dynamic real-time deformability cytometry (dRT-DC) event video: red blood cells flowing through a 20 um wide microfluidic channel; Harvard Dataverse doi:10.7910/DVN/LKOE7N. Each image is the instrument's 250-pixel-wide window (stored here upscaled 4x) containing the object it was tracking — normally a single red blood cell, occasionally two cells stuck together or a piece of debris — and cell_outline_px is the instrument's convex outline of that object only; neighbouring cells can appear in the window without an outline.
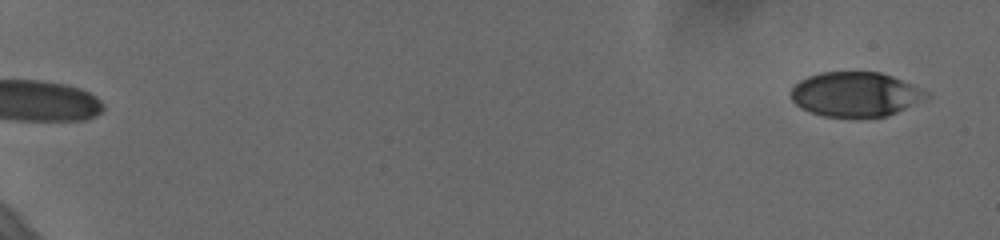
{"species": "human", "species_latin": "Homo sapiens", "temperature_condition": "cold", "stored_images_in_passage": 57, "camera_frame_rate_fps": 3000, "um_per_image_px": 0.085, "donor": {"sex": "female"}, "frame": {"image": 1, "passage_image": 1, "time_ms": 0.0, "image_size_px": [1000, 240], "cell_outline_px": [[932, 96], [896, 112], [884, 116], [824, 116], [812, 112], [796, 104], [792, 100], [792, 88], [800, 80], [808, 76], [820, 72], [880, 72], [892, 76], [912, 84], [928, 92]], "centroid_in_image_um": [72.73, 7.99], "position_along_channel_um": 12.3, "area_um2": 34.68}}
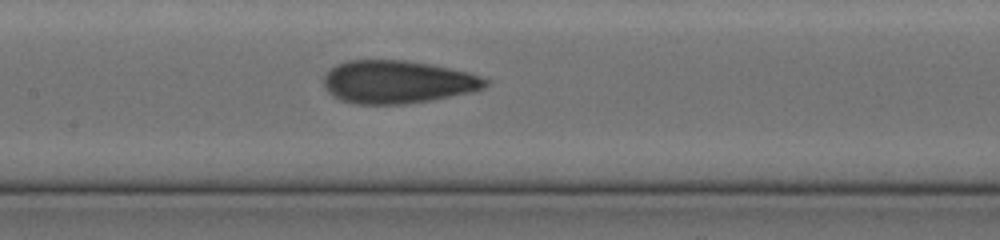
{"frame": {"image": 2, "passage_image": 31, "time_ms": 10.0, "image_size_px": [1000, 240], "cell_outline_px": [[488, 84], [484, 88], [472, 92], [432, 100], [404, 104], [352, 104], [340, 100], [332, 96], [324, 88], [324, 76], [336, 64], [348, 60], [404, 60], [428, 64], [468, 72], [480, 76], [488, 80]], "centroid_in_image_um": [33.76, 6.97], "position_along_channel_um": 173.6, "area_um2": 40.52}}
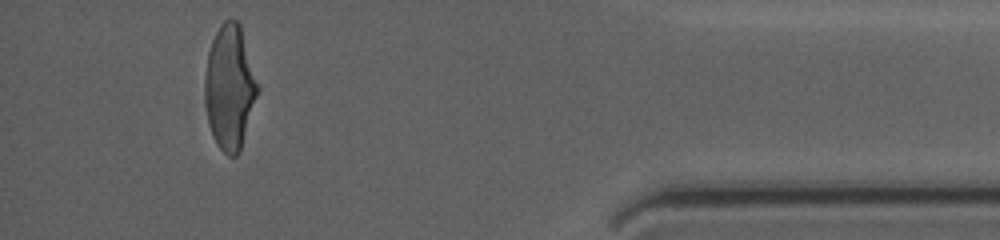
{"frame": {"image": 3, "passage_image": 54, "time_ms": 17.667, "image_size_px": [1000, 240], "cell_outline_px": [[260, 88], [240, 152], [236, 156], [228, 156], [216, 144], [212, 136], [208, 120], [204, 100], [204, 76], [208, 52], [212, 40], [220, 24], [224, 20], [236, 20], [240, 24]], "centroid_in_image_um": [19.52, 7.44], "position_along_channel_um": 415.7, "area_um2": 38.61}, "authors_computed_cell_mechanics": {"area_um2": 38.3214, "velocity_mm_per_s": 3.6621, "shape_relaxation_time_tau1_ms": 4.7003, "shape_relaxation_time_tau2_ms": 1.2353, "deformation_change_tau1": 0.1871, "deformation_change_tau2": 0.0807}}